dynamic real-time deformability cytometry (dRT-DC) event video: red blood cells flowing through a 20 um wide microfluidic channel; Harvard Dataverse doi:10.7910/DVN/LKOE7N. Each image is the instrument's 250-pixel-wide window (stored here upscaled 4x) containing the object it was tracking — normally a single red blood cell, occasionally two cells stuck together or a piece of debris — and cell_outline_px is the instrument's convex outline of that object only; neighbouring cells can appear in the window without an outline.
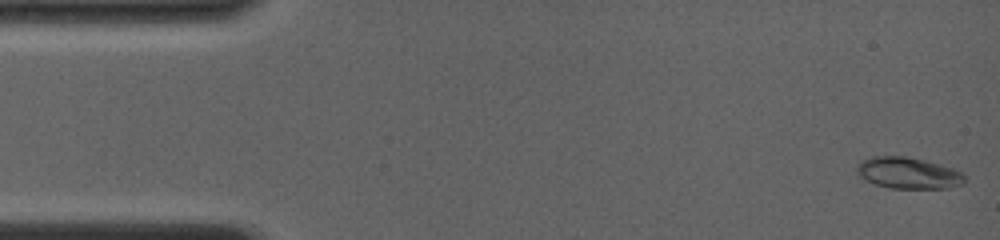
{"species": "common noctule bat (a hibernating species)", "species_latin": "Nyctalus noctula", "temperature_condition": "room temperature", "stored_images_in_passage": 39, "camera_frame_rate_fps": 4000, "um_per_image_px": 0.085, "animal": {"sex": "female", "body_mass_g": 19.0, "forearm_length_mm": 56.7}, "frame": {"image": 1, "passage_image": 1, "time_ms": 0.0, "image_size_px": [1000, 240], "cell_outline_px": [[964, 180], [960, 184], [948, 188], [892, 188], [876, 184], [860, 176], [856, 172], [856, 168], [864, 160], [872, 156], [908, 156], [940, 164], [952, 168], [960, 172], [964, 176]], "centroid_in_image_um": [77.2, 14.7], "position_along_channel_um": 7.8, "area_um2": 19.36}}
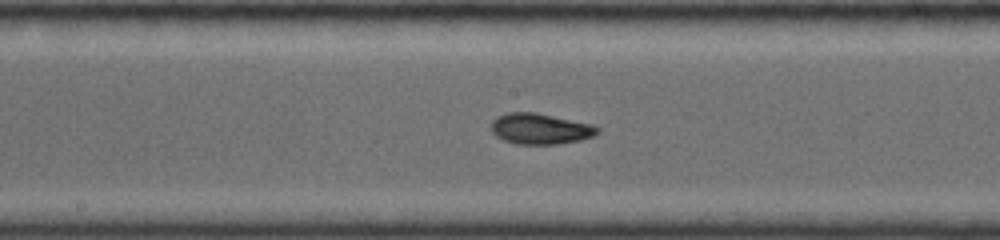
{"frame": {"image": 2, "passage_image": 20, "time_ms": 7.75, "image_size_px": [1000, 240], "cell_outline_px": [[600, 132], [592, 136], [580, 140], [556, 144], [516, 144], [504, 140], [496, 136], [492, 132], [492, 120], [496, 116], [508, 112], [536, 112], [592, 124], [600, 128]], "centroid_in_image_um": [45.92, 10.94], "position_along_channel_um": 202.3, "area_um2": 19.13}}
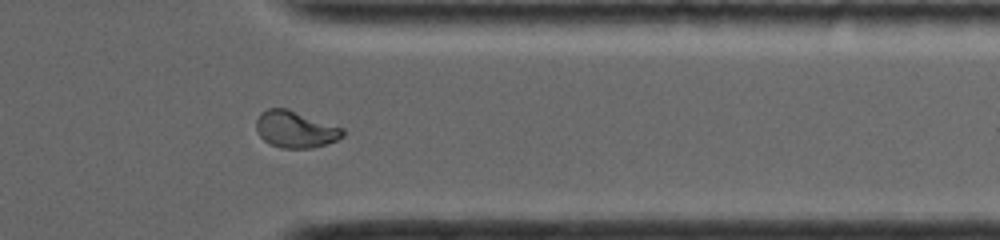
{"frame": {"image": 3, "passage_image": 31, "time_ms": 12.25, "image_size_px": [1000, 240], "cell_outline_px": [[344, 136], [336, 140], [312, 148], [280, 148], [264, 140], [256, 132], [256, 120], [260, 112], [268, 108], [288, 108], [344, 128]], "centroid_in_image_um": [25.09, 10.98], "position_along_channel_um": 386.3, "area_um2": 18.61}, "authors_computed_cell_mechanics": {"area_um2": 18.7272, "velocity_mm_per_s": 4.0727, "shape_relaxation_time_tau1_ms": 10.9406, "shape_relaxation_time_tau2_ms": 1.5872, "deformation_change_tau1": 0.2539, "deformation_change_tau2": 0.0458}}